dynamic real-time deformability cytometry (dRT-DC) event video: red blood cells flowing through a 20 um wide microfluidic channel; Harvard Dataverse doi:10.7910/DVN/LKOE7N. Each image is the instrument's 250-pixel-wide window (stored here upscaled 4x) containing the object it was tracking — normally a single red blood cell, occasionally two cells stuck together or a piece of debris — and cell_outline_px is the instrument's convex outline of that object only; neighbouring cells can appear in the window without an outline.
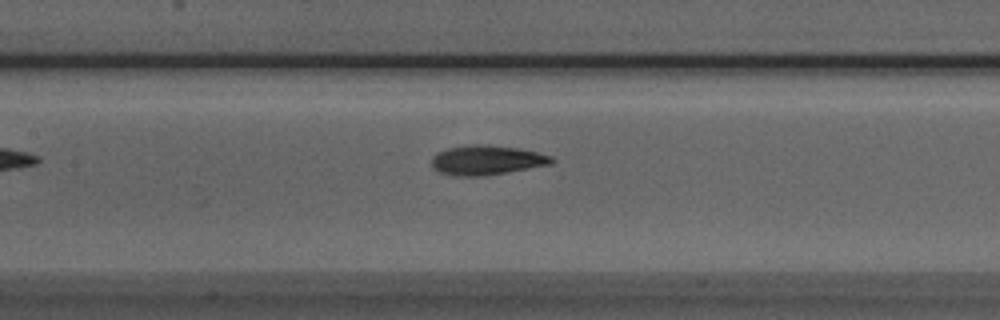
{"species": "Egyptian fruit bat (a non-hibernating species)", "species_latin": "Rousettus aegyptiacus", "temperature_condition": "room temperature", "stored_images_in_passage": 28, "camera_frame_rate_fps": 3000, "um_per_image_px": 0.085, "animal": {"sex": "male"}, "frame": {"image": 1, "passage_image": 9, "time_ms": 2.667, "image_size_px": [1000, 320], "cell_outline_px": [[556, 160], [552, 164], [484, 176], [452, 176], [440, 172], [432, 168], [432, 156], [436, 152], [448, 148], [472, 144], [488, 144], [516, 148], [536, 152], [552, 156]], "centroid_in_image_um": [41.34, 13.61], "position_along_channel_um": 166.1, "area_um2": 20.81}}
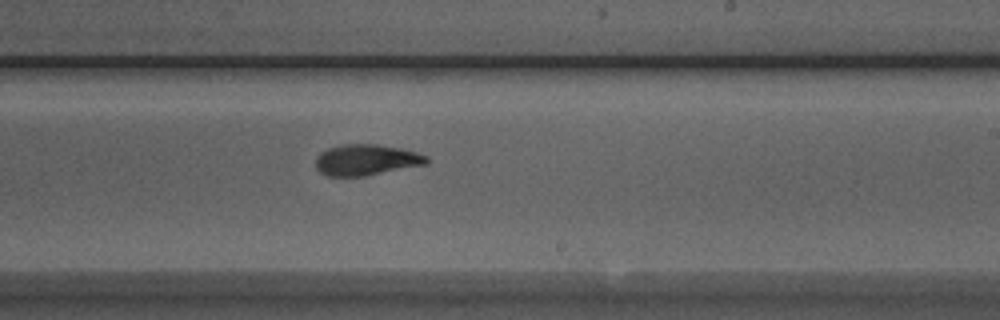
{"frame": {"image": 2, "passage_image": 16, "time_ms": 5.0, "image_size_px": [1000, 320], "cell_outline_px": [[428, 164], [364, 176], [328, 176], [320, 172], [316, 168], [316, 156], [320, 152], [328, 148], [340, 144], [376, 144], [400, 148], [416, 152], [428, 156]], "centroid_in_image_um": [31.12, 13.59], "position_along_channel_um": 257.9, "area_um2": 20.11}}
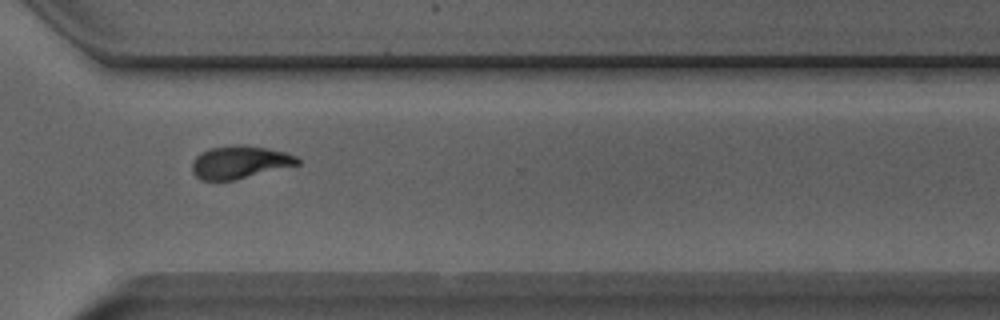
{"frame": {"image": 3, "passage_image": 23, "time_ms": 7.333, "image_size_px": [1000, 320], "cell_outline_px": [[300, 164], [236, 180], [200, 180], [192, 172], [192, 160], [200, 152], [208, 148], [232, 144], [244, 144], [268, 148], [284, 152], [296, 156], [300, 160]], "centroid_in_image_um": [20.35, 13.77], "position_along_channel_um": 350.2, "area_um2": 20.46}}